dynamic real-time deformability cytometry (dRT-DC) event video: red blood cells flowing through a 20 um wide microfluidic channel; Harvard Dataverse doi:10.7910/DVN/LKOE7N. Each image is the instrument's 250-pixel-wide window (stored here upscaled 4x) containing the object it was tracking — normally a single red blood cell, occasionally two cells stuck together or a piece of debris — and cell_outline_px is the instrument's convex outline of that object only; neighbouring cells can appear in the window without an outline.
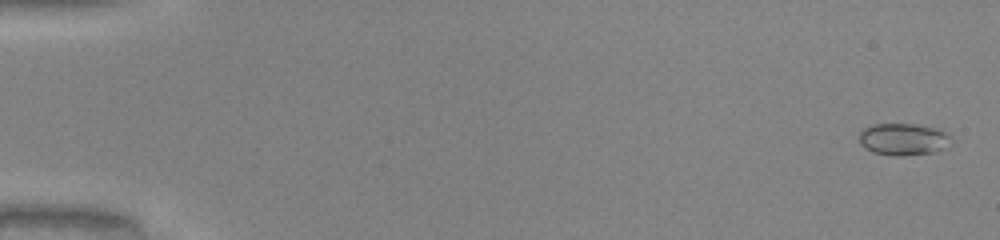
{"species": "common noctule bat (a hibernating species)", "species_latin": "Nyctalus noctula", "temperature_condition": "warm", "stored_images_in_passage": 52, "camera_frame_rate_fps": 3000, "um_per_image_px": 0.085, "animal": {"sex": "male", "body_mass_g": 20.0, "forearm_length_mm": 53.3}, "frame": {"image": 1, "passage_image": 2, "time_ms": 0.333, "image_size_px": [1000, 240], "cell_outline_px": [[952, 144], [948, 148], [932, 152], [904, 156], [896, 156], [872, 152], [864, 148], [860, 144], [860, 132], [864, 128], [872, 124], [916, 124], [940, 128], [952, 136]], "centroid_in_image_um": [76.85, 11.83], "position_along_channel_um": 8.2, "area_um2": 17.57}}
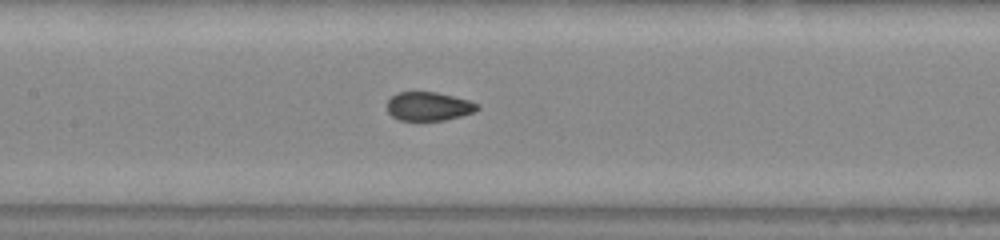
{"frame": {"image": 2, "passage_image": 26, "time_ms": 8.333, "image_size_px": [1000, 240], "cell_outline_px": [[480, 108], [476, 112], [444, 120], [400, 120], [392, 116], [388, 112], [388, 100], [396, 92], [436, 92], [468, 100], [480, 104]], "centroid_in_image_um": [36.46, 9.03], "position_along_channel_um": 170.9, "area_um2": 15.09}}
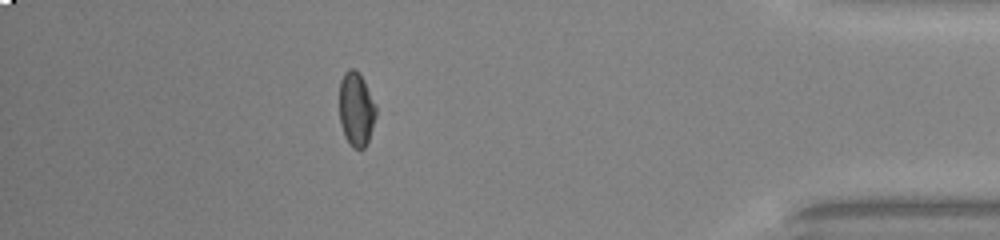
{"frame": {"image": 3, "passage_image": 46, "time_ms": 15.0, "image_size_px": [1000, 240], "cell_outline_px": [[376, 116], [368, 140], [364, 148], [352, 148], [344, 136], [340, 124], [340, 80], [344, 72], [348, 68], [356, 68], [364, 80], [376, 108]], "centroid_in_image_um": [30.26, 9.26], "position_along_channel_um": 404.9, "area_um2": 15.78}}